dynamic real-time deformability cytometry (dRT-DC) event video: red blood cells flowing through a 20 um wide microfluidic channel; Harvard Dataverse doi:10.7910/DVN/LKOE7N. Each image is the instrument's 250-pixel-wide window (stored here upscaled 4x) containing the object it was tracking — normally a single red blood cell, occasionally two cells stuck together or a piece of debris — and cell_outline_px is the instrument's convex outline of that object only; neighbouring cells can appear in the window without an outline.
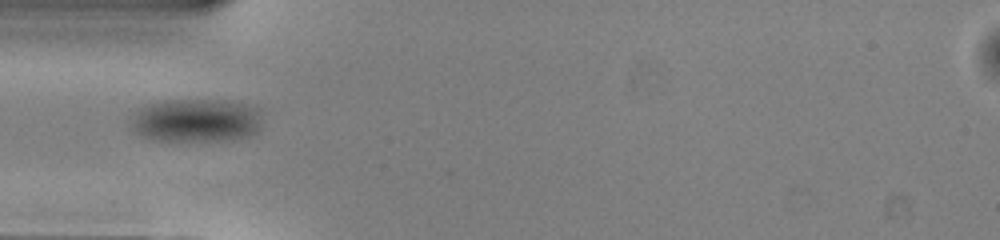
{"species": "common noctule bat (a hibernating species)", "species_latin": "Nyctalus noctula", "temperature_condition": "warm", "stored_images_in_passage": 36, "camera_frame_rate_fps": 3000, "um_per_image_px": 0.085, "animal": {"sex": "male", "body_mass_g": 13.0, "forearm_length_mm": 53.1}, "frame": {"image": 1, "passage_image": 1, "time_ms": 0.0, "image_size_px": [1000, 240], "cell_outline_px": [[260, 128], [256, 132], [248, 136], [232, 140], [152, 140], [132, 132], [128, 128], [128, 124], [136, 112], [140, 108], [164, 100], [224, 100], [248, 104], [260, 108]], "centroid_in_image_um": [16.66, 10.24], "position_along_channel_um": 68.3, "area_um2": 33.52}}
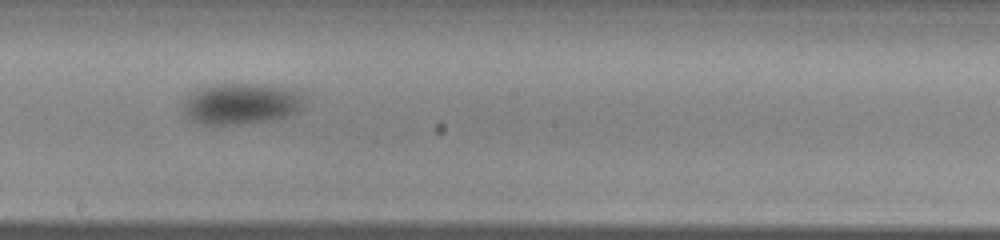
{"frame": {"image": 2, "passage_image": 13, "time_ms": 4.0, "image_size_px": [1000, 240], "cell_outline_px": [[308, 104], [304, 108], [288, 116], [272, 120], [216, 128], [200, 124], [188, 120], [184, 116], [184, 100], [188, 96], [200, 88], [216, 84], [256, 84], [288, 88], [300, 92]], "centroid_in_image_um": [20.5, 8.87], "position_along_channel_um": 227.7, "area_um2": 30.0}}
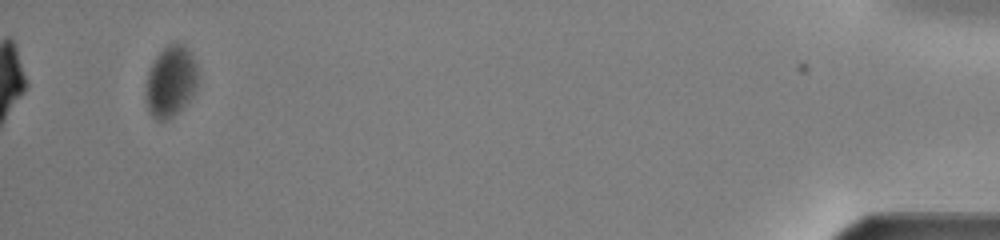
{"frame": {"image": 3, "passage_image": 34, "time_ms": 11.0, "image_size_px": [1000, 240], "cell_outline_px": [[196, 88], [192, 96], [168, 120], [156, 120], [152, 116], [148, 108], [144, 96], [144, 88], [148, 72], [156, 56], [168, 44], [176, 40], [184, 44], [192, 56], [196, 64]], "centroid_in_image_um": [14.47, 6.89], "position_along_channel_um": 420.7, "area_um2": 21.56}}